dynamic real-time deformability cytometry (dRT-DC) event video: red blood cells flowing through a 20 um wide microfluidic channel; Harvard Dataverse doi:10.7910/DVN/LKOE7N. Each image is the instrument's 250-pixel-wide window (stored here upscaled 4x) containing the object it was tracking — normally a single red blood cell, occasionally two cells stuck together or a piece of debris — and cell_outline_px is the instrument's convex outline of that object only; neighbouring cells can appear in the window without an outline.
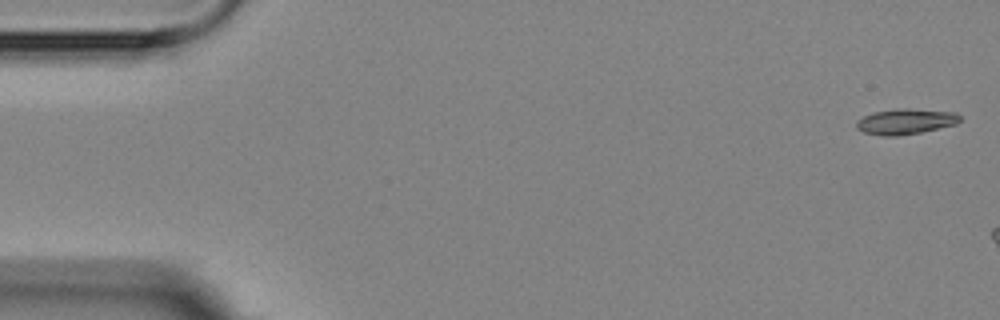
{"species": "Egyptian fruit bat (a non-hibernating species)", "species_latin": "Rousettus aegyptiacus", "temperature_condition": "room temperature", "stored_images_in_passage": 3, "camera_frame_rate_fps": 3000, "um_per_image_px": 0.085, "animal": {"sex": "female"}, "frame": {"image": 1, "passage_image": 1, "time_ms": 0.0, "image_size_px": [1000, 320], "cell_outline_px": [[960, 120], [956, 124], [920, 132], [896, 136], [884, 136], [864, 132], [856, 128], [856, 120], [872, 112], [900, 108], [908, 108], [956, 112], [960, 116]], "centroid_in_image_um": [76.95, 10.31], "position_along_channel_um": 8.0, "area_um2": 15.37}}